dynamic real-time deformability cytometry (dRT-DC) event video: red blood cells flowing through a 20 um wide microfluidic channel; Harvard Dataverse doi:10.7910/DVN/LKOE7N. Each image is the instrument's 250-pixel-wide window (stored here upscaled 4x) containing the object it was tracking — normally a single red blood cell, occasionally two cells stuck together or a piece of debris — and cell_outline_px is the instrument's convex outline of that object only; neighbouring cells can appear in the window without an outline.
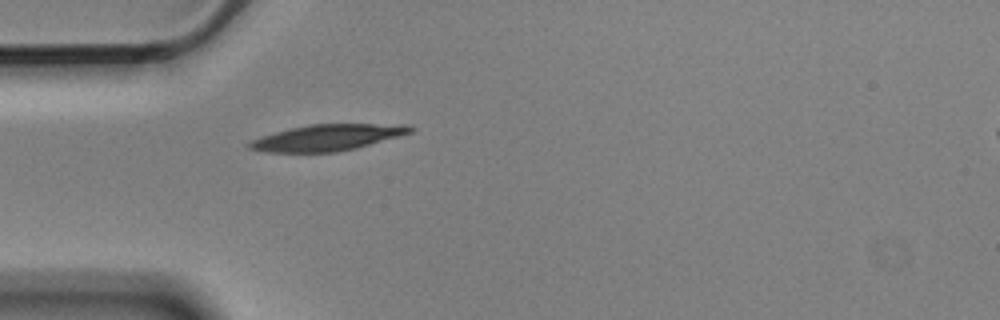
{"species": "Egyptian fruit bat (a non-hibernating species)", "species_latin": "Rousettus aegyptiacus", "temperature_condition": "cold", "stored_images_in_passage": 1, "camera_frame_rate_fps": 3000, "um_per_image_px": 0.085, "animal": {"sex": "male"}, "frame": {"image": 1, "passage_image": 1, "time_ms": 0.0, "image_size_px": [1000, 320], "cell_outline_px": [[416, 128], [412, 132], [356, 148], [336, 152], [264, 152], [248, 148], [244, 144], [260, 136], [288, 128], [308, 124], [412, 124]], "centroid_in_image_um": [27.8, 11.68], "position_along_channel_um": 57.2, "area_um2": 24.8}}